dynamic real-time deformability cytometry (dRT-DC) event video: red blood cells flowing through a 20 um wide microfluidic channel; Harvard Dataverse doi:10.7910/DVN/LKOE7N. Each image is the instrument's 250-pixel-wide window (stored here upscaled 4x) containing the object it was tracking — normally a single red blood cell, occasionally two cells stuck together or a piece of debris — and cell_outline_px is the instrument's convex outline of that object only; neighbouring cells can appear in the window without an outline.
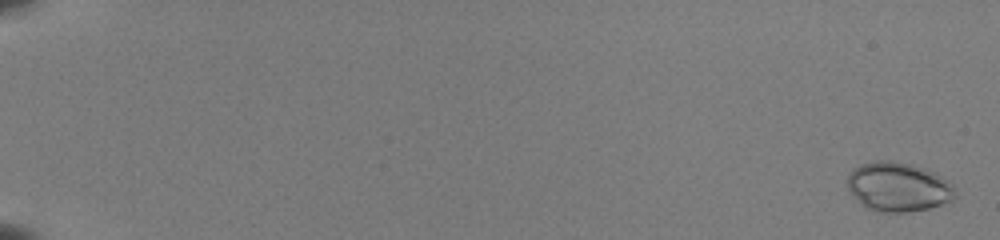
{"species": "common noctule bat (a hibernating species)", "species_latin": "Nyctalus noctula", "temperature_condition": "room temperature", "stored_images_in_passage": 52, "camera_frame_rate_fps": 3000, "um_per_image_px": 0.085, "animal": {"sex": "female", "body_mass_g": 22.0, "forearm_length_mm": 56.7}, "frame": {"image": 1, "passage_image": 2, "time_ms": 0.333, "image_size_px": [1000, 240], "cell_outline_px": [[956, 196], [952, 200], [928, 208], [904, 212], [880, 212], [868, 208], [860, 204], [848, 188], [848, 176], [852, 168], [860, 164], [876, 160], [892, 160], [912, 164], [924, 168], [940, 176], [952, 184]], "centroid_in_image_um": [76.32, 15.87], "position_along_channel_um": 8.7, "area_um2": 30.81}}
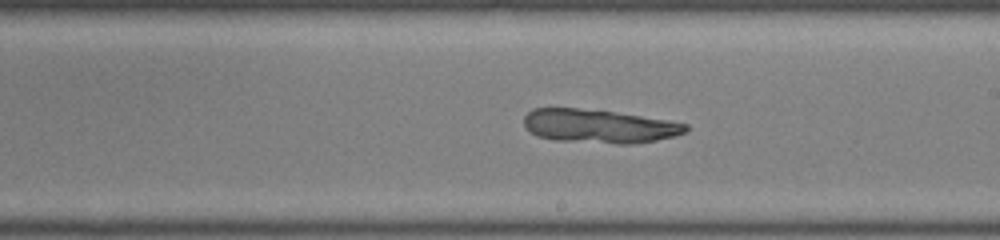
{"frame": {"image": 2, "passage_image": 35, "time_ms": 11.333, "image_size_px": [1000, 240], "cell_outline_px": [[688, 132], [656, 140], [632, 144], [616, 144], [556, 140], [536, 136], [524, 124], [524, 116], [532, 108], [576, 108], [612, 112], [668, 120], [688, 124]], "centroid_in_image_um": [50.92, 10.73], "position_along_channel_um": 238.1, "area_um2": 31.5}}
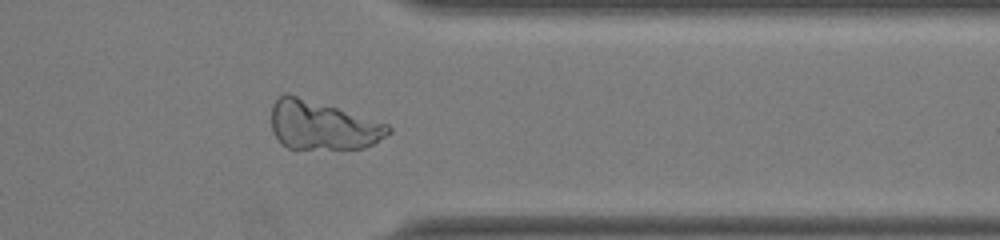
{"frame": {"image": 3, "passage_image": 46, "time_ms": 15.0, "image_size_px": [1000, 240], "cell_outline_px": [[392, 132], [372, 144], [364, 148], [288, 148], [280, 144], [272, 128], [272, 104], [284, 92], [288, 92], [388, 124], [392, 128]], "centroid_in_image_um": [27.39, 10.64], "position_along_channel_um": 384.0, "area_um2": 33.12}}